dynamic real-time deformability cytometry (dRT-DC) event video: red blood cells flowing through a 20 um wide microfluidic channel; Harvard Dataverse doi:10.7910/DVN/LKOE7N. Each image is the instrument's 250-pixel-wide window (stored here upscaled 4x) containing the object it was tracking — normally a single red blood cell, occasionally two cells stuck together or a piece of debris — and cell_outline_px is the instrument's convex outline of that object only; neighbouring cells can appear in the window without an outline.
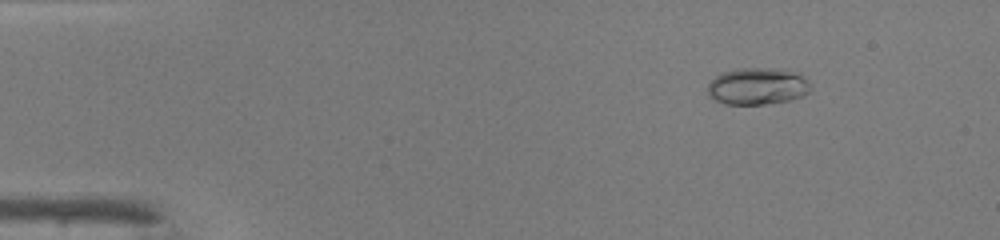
{"species": "common noctule bat (a hibernating species)", "species_latin": "Nyctalus noctula", "temperature_condition": "warm", "stored_images_in_passage": 48, "camera_frame_rate_fps": 3000, "um_per_image_px": 0.085, "animal": {"sex": "male", "body_mass_g": 19.0, "forearm_length_mm": 50.8}, "frame": {"image": 1, "passage_image": 7, "time_ms": 2.0, "image_size_px": [1000, 240], "cell_outline_px": [[812, 88], [804, 96], [792, 100], [764, 104], [724, 104], [708, 96], [708, 84], [720, 72], [740, 68], [780, 68], [800, 72], [808, 80]], "centroid_in_image_um": [64.43, 7.32], "position_along_channel_um": 20.6, "area_um2": 22.6}}
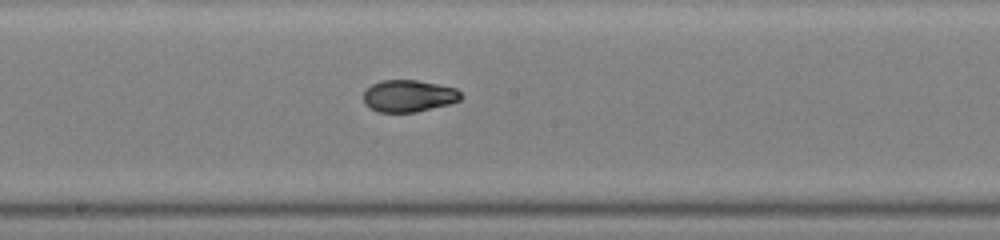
{"frame": {"image": 2, "passage_image": 27, "time_ms": 8.667, "image_size_px": [1000, 240], "cell_outline_px": [[464, 96], [460, 100], [448, 104], [416, 112], [380, 112], [368, 108], [364, 104], [364, 92], [372, 84], [380, 80], [416, 80], [456, 88]], "centroid_in_image_um": [34.72, 8.16], "position_along_channel_um": 213.5, "area_um2": 18.15}}
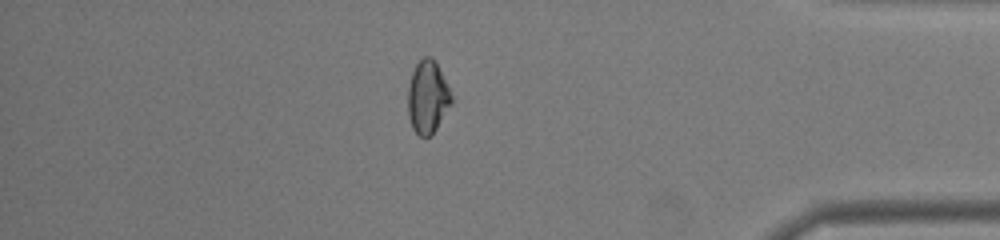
{"frame": {"image": 3, "passage_image": 42, "time_ms": 13.667, "image_size_px": [1000, 240], "cell_outline_px": [[452, 104], [432, 136], [420, 136], [412, 128], [408, 116], [408, 88], [412, 72], [416, 64], [424, 56], [432, 56], [436, 60], [452, 96]], "centroid_in_image_um": [36.35, 8.25], "position_along_channel_um": 398.8, "area_um2": 18.61}, "authors_computed_cell_mechanics": {"area_um2": 18.9584, "velocity_mm_per_s": 4.3181, "shape_relaxation_time_tau1_ms": 5.3411, "shape_relaxation_time_tau2_ms": null, "deformation_change_tau1": 0.1999, "deformation_change_tau2": null}}